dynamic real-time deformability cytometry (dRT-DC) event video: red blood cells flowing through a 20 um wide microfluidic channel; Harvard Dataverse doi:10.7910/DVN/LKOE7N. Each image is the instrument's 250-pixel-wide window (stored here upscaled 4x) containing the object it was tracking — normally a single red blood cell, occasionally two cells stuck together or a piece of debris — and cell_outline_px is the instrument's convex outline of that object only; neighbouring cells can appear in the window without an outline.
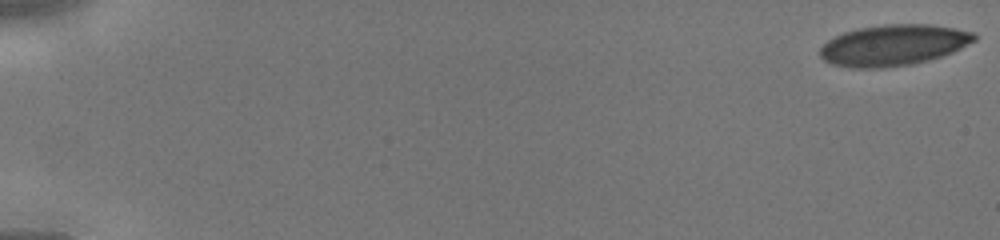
{"species": "human", "species_latin": "Homo sapiens", "temperature_condition": "cold", "stored_images_in_passage": 45, "camera_frame_rate_fps": 3000, "um_per_image_px": 0.085, "donor": {"sex": "male"}, "frame": {"image": 1, "passage_image": 1, "time_ms": 0.0, "image_size_px": [1000, 240], "cell_outline_px": [[976, 40], [952, 52], [928, 60], [912, 64], [884, 68], [852, 68], [832, 64], [824, 60], [820, 56], [820, 48], [828, 40], [844, 32], [860, 28], [884, 24], [932, 24], [956, 28], [972, 32], [976, 36]], "centroid_in_image_um": [75.94, 3.84], "position_along_channel_um": 9.1, "area_um2": 36.76}}
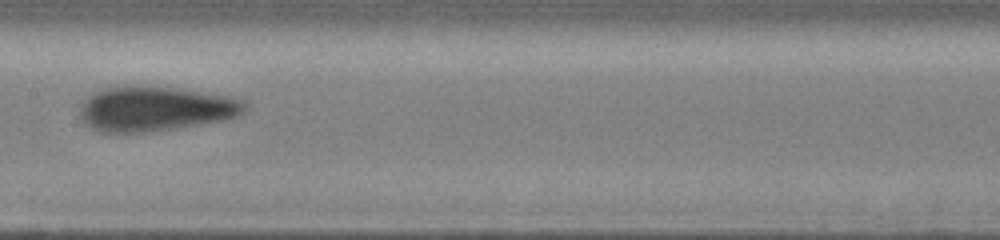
{"frame": {"image": 2, "passage_image": 25, "time_ms": 8.0, "image_size_px": [1000, 240], "cell_outline_px": [[248, 108], [244, 112], [236, 116], [224, 120], [176, 128], [148, 132], [100, 132], [92, 128], [80, 116], [80, 104], [84, 100], [96, 92], [108, 88], [124, 84], [140, 84], [176, 88], [228, 96], [244, 100], [248, 104]], "centroid_in_image_um": [13.21, 9.22], "position_along_channel_um": 194.2, "area_um2": 43.23}}
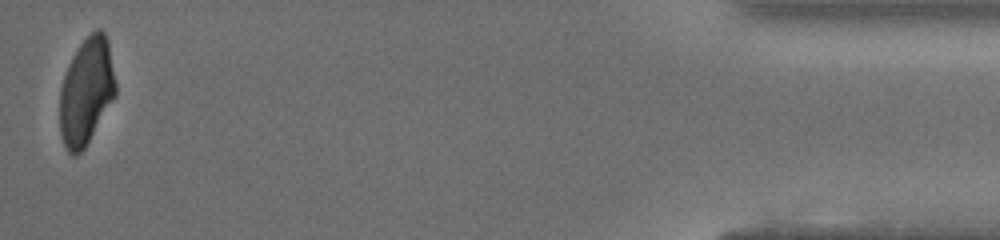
{"frame": {"image": 3, "passage_image": 45, "time_ms": 14.667, "image_size_px": [1000, 240], "cell_outline_px": [[116, 96], [84, 148], [76, 156], [72, 156], [68, 152], [60, 136], [60, 88], [68, 64], [72, 56], [80, 44], [96, 28], [100, 28], [104, 32], [108, 40], [116, 84]], "centroid_in_image_um": [7.34, 7.77], "position_along_channel_um": 427.9, "area_um2": 34.8}}